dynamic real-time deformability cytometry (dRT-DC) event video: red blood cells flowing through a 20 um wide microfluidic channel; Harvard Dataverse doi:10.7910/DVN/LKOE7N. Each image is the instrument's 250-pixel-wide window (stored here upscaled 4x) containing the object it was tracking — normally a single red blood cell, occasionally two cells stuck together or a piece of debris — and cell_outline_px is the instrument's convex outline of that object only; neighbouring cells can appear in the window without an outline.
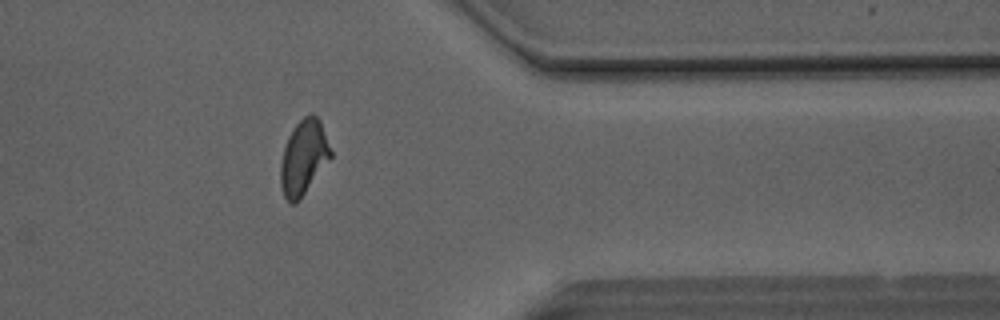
{"species": "Egyptian fruit bat (a non-hibernating species)", "species_latin": "Rousettus aegyptiacus", "temperature_condition": "room temperature", "stored_images_in_passage": 49, "camera_frame_rate_fps": 3000, "um_per_image_px": 0.085, "animal": {"sex": "male"}, "frame": {"image": 1, "passage_image": 40, "time_ms": 13.0, "image_size_px": [1000, 320], "cell_outline_px": [[332, 156], [300, 200], [296, 204], [292, 204], [284, 196], [280, 184], [280, 164], [284, 148], [288, 136], [292, 128], [308, 112], [312, 112], [320, 120], [332, 152]], "centroid_in_image_um": [25.8, 13.37], "position_along_channel_um": 385.6, "area_um2": 21.91}}
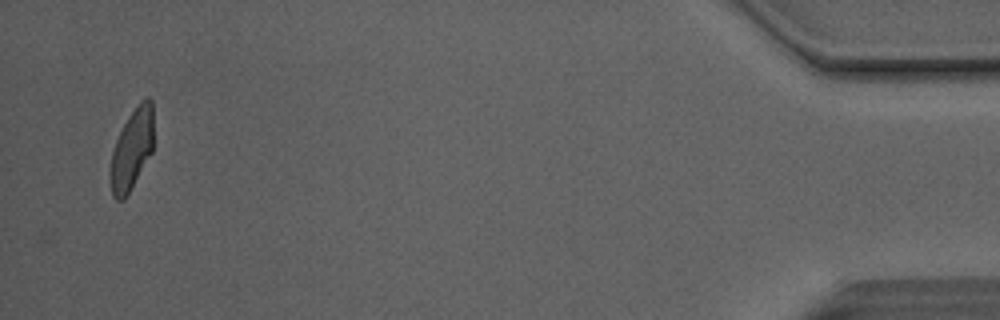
{"frame": {"image": 2, "passage_image": 48, "time_ms": 15.667, "image_size_px": [1000, 320], "cell_outline_px": [[152, 152], [124, 200], [116, 200], [112, 196], [108, 176], [112, 152], [116, 140], [128, 116], [140, 100], [148, 96], [152, 100]], "centroid_in_image_um": [11.17, 12.71], "position_along_channel_um": 424.0, "area_um2": 20.35}, "authors_computed_cell_mechanics": {"area_um2": 21.9062, "velocity_mm_per_s": 4.1074, "shape_relaxation_time_tau1_ms": 4.6501, "shape_relaxation_time_tau2_ms": 1.2628, "deformation_change_tau1": 0.158, "deformation_change_tau2": 0.0734}}